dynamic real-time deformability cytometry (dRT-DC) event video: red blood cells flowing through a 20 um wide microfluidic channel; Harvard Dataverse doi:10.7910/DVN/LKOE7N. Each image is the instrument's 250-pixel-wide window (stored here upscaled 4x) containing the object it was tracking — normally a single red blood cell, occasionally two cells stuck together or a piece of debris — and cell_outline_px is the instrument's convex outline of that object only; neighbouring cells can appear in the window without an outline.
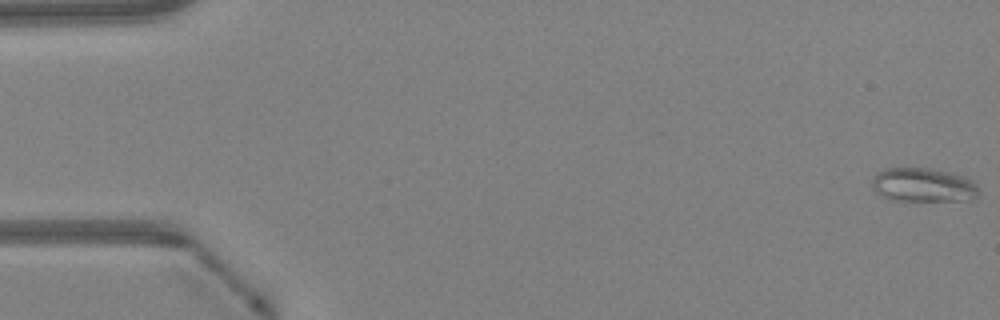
{"species": "Egyptian fruit bat (a non-hibernating species)", "species_latin": "Rousettus aegyptiacus", "temperature_condition": "warm", "stored_images_in_passage": 48, "camera_frame_rate_fps": 3000, "um_per_image_px": 0.085, "animal": {"sex": "female"}, "frame": {"image": 1, "passage_image": 1, "time_ms": 0.0, "image_size_px": [1000, 320], "cell_outline_px": [[976, 196], [964, 200], [888, 200], [880, 196], [872, 188], [872, 176], [876, 172], [884, 168], [932, 168], [948, 172], [972, 180], [976, 184]], "centroid_in_image_um": [78.36, 15.71], "position_along_channel_um": 6.6, "area_um2": 20.98}}
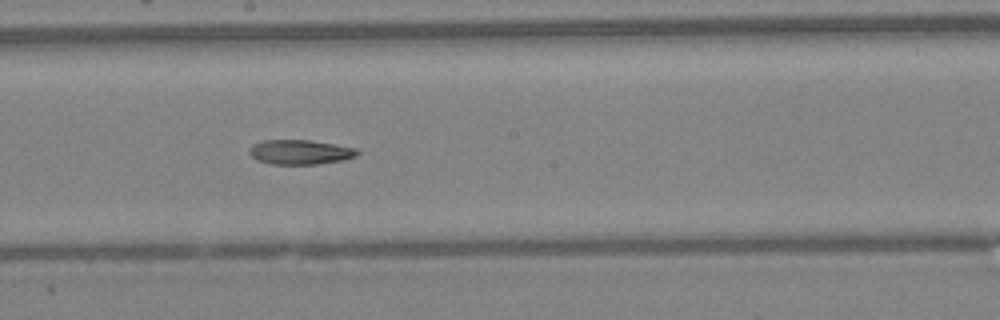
{"frame": {"image": 2, "passage_image": 27, "time_ms": 8.667, "image_size_px": [1000, 320], "cell_outline_px": [[360, 152], [356, 156], [344, 160], [316, 164], [272, 164], [256, 160], [248, 152], [252, 144], [264, 140], [308, 140], [356, 148]], "centroid_in_image_um": [25.49, 12.93], "position_along_channel_um": 222.7, "area_um2": 15.43}}
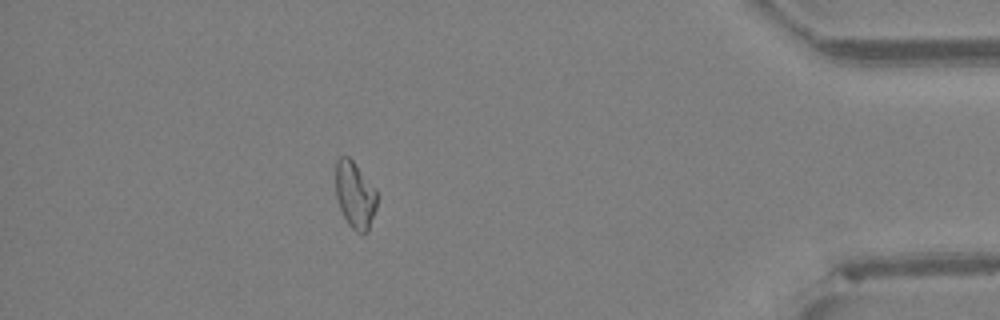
{"frame": {"image": 3, "passage_image": 43, "time_ms": 14.0, "image_size_px": [1000, 320], "cell_outline_px": [[380, 196], [368, 232], [356, 232], [348, 224], [340, 208], [336, 196], [336, 160], [340, 156], [348, 156], [352, 160], [376, 188]], "centroid_in_image_um": [30.21, 16.56], "position_along_channel_um": 405.0, "area_um2": 16.3}}